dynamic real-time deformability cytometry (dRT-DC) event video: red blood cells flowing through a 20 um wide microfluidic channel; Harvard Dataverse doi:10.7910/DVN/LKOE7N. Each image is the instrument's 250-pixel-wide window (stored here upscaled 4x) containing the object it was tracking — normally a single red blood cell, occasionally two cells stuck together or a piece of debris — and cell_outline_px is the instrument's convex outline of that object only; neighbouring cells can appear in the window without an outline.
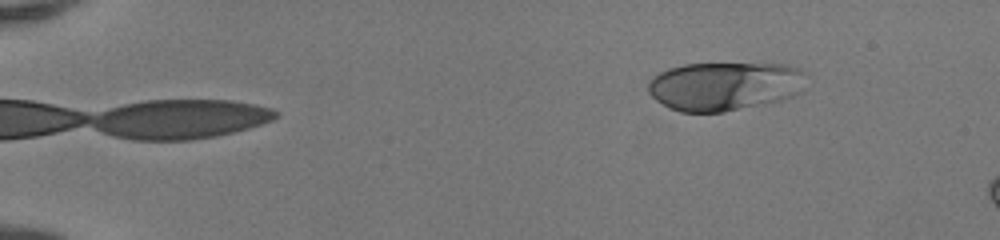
{"species": "human", "species_latin": "Homo sapiens", "temperature_condition": "room temperature", "stored_images_in_passage": 7, "camera_frame_rate_fps": 3000, "um_per_image_px": 0.085, "donor": {"sex": "female"}, "frame": {"image": 1, "passage_image": 1, "time_ms": 0.0, "image_size_px": [1000, 240], "cell_outline_px": [[808, 76], [800, 92], [792, 96], [780, 100], [724, 112], [680, 112], [668, 108], [656, 100], [648, 92], [648, 80], [652, 76], [668, 68], [684, 64], [784, 64], [800, 68]], "centroid_in_image_um": [61.58, 7.31], "position_along_channel_um": 23.4, "area_um2": 45.14}}